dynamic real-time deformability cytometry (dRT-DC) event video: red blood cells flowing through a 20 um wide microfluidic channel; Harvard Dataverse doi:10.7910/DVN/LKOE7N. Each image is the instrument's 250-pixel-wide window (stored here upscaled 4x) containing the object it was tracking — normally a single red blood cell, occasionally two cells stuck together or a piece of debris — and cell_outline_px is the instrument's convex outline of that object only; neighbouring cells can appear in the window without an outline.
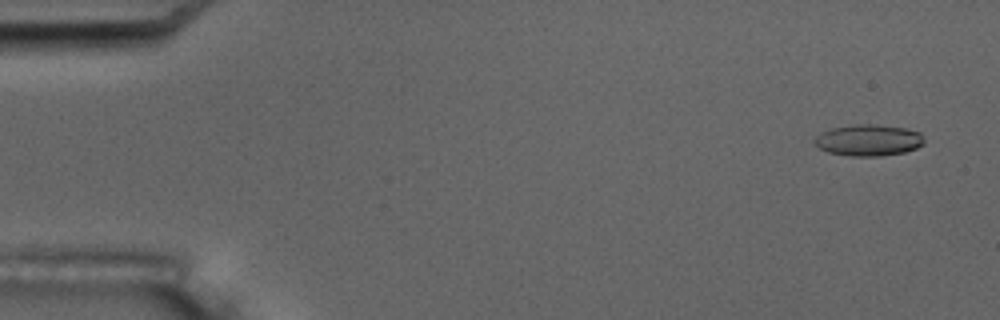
{"species": "common noctule bat (a hibernating species)", "species_latin": "Nyctalus noctula", "temperature_condition": "room temperature", "stored_images_in_passage": 5, "camera_frame_rate_fps": 3000, "um_per_image_px": 0.085, "animal": {"sex": "male", "body_mass_g": 17.5, "forearm_length_mm": 52.3}, "frame": {"image": 1, "passage_image": 1, "time_ms": 0.0, "image_size_px": [1000, 320], "cell_outline_px": [[924, 144], [916, 148], [904, 152], [880, 156], [848, 156], [828, 152], [820, 148], [812, 140], [820, 132], [832, 128], [852, 124], [876, 124], [904, 128], [920, 132], [924, 136]], "centroid_in_image_um": [73.82, 11.91], "position_along_channel_um": 11.2, "area_um2": 20.23}}